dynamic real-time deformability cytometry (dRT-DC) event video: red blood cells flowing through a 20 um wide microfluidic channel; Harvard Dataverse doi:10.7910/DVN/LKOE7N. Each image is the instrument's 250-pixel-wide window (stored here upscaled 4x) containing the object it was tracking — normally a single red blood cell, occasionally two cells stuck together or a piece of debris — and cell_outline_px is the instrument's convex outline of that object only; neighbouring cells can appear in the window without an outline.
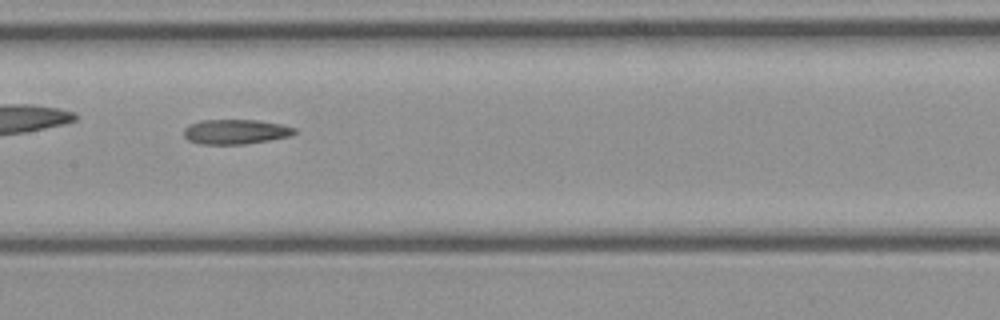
{"species": "common noctule bat (a hibernating species)", "species_latin": "Nyctalus noctula", "temperature_condition": "cold", "stored_images_in_passage": 40, "camera_frame_rate_fps": 3000, "um_per_image_px": 0.085, "animal": {"sex": "female", "body_mass_g": 21.9}, "frame": {"image": 1, "passage_image": 23, "time_ms": 7.333, "image_size_px": [1000, 320], "cell_outline_px": [[296, 132], [292, 136], [244, 144], [200, 144], [188, 140], [184, 136], [184, 128], [188, 124], [200, 120], [256, 120], [280, 124], [296, 128]], "centroid_in_image_um": [20.0, 11.19], "position_along_channel_um": 187.4, "area_um2": 16.01}}
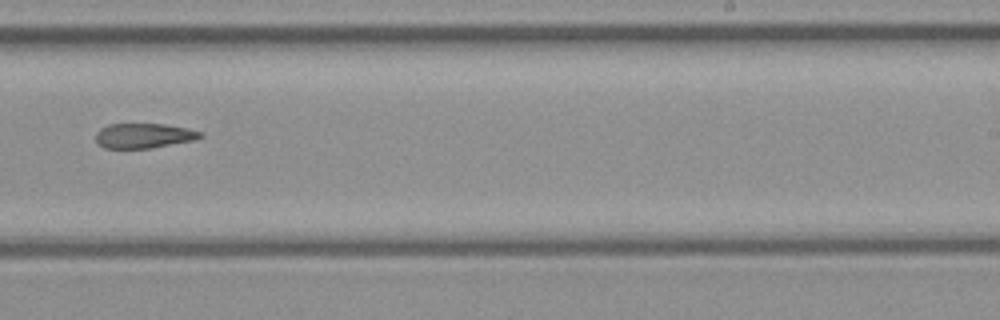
{"frame": {"image": 2, "passage_image": 29, "time_ms": 9.333, "image_size_px": [1000, 320], "cell_outline_px": [[204, 136], [196, 140], [152, 148], [104, 148], [96, 144], [96, 132], [100, 128], [108, 124], [164, 124], [188, 128], [204, 132]], "centroid_in_image_um": [12.25, 11.54], "position_along_channel_um": 276.8, "area_um2": 15.43}}
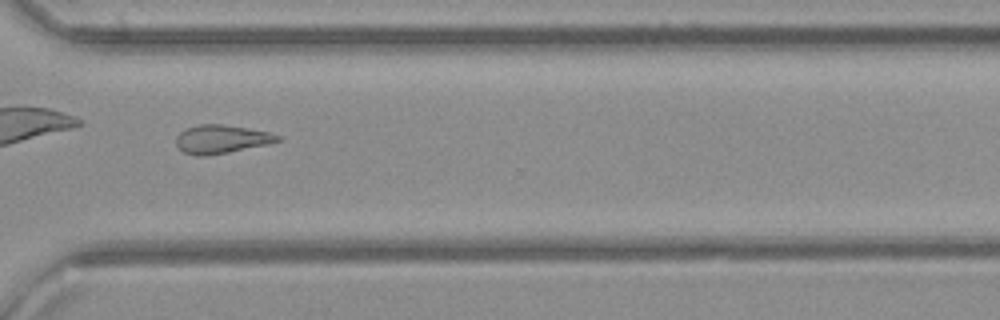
{"frame": {"image": 3, "passage_image": 34, "time_ms": 11.0, "image_size_px": [1000, 320], "cell_outline_px": [[280, 140], [268, 144], [228, 152], [204, 156], [196, 156], [184, 152], [176, 144], [176, 136], [184, 128], [200, 124], [220, 124], [268, 132], [280, 136]], "centroid_in_image_um": [18.77, 11.83], "position_along_channel_um": 351.8, "area_um2": 16.59}}